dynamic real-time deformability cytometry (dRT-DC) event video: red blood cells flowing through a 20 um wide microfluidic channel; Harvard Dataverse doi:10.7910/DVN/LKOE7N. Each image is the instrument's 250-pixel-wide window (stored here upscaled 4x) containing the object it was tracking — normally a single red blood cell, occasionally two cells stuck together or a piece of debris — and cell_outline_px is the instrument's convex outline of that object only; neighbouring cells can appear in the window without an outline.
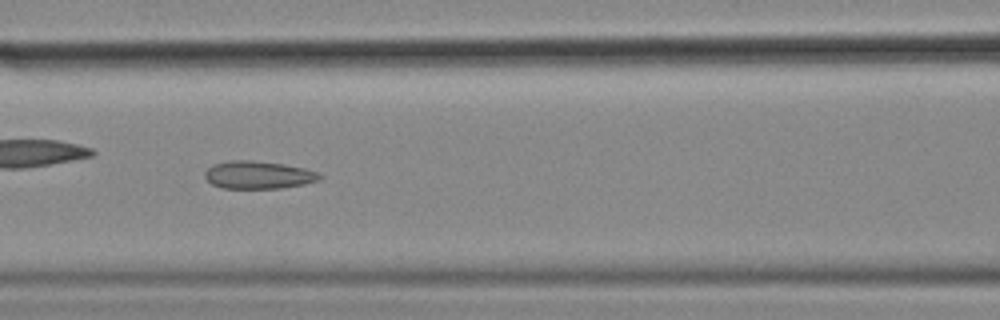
{"species": "common noctule bat (a hibernating species)", "species_latin": "Nyctalus noctula", "temperature_condition": "cold", "stored_images_in_passage": 53, "camera_frame_rate_fps": 3000, "um_per_image_px": 0.085, "animal": {"sex": "female", "body_mass_g": 18.4}, "frame": {"image": 1, "passage_image": 23, "time_ms": 7.333, "image_size_px": [1000, 320], "cell_outline_px": [[324, 176], [320, 180], [304, 184], [280, 188], [220, 188], [212, 184], [204, 176], [204, 172], [212, 164], [228, 160], [252, 160], [284, 164], [304, 168], [316, 172]], "centroid_in_image_um": [21.94, 14.86], "position_along_channel_um": 144.7, "area_um2": 18.67}, "authors_computed_cell_mechanics": {"area_um2": 19.652, "velocity_mm_per_s": 3.5622, "shape_relaxation_time_tau1_ms": null, "shape_relaxation_time_tau2_ms": 3.7861, "deformation_change_tau1": null, "deformation_change_tau2": 0.0917}}